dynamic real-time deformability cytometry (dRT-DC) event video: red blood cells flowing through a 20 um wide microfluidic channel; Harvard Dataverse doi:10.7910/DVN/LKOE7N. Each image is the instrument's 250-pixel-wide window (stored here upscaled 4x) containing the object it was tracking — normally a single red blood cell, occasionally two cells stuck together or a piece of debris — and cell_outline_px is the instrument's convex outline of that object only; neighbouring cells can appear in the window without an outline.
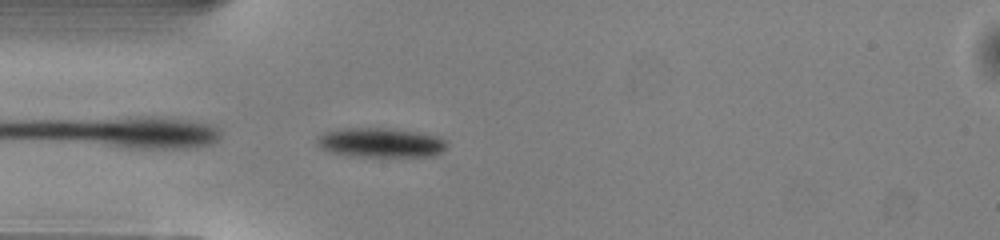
{"species": "common noctule bat (a hibernating species)", "species_latin": "Nyctalus noctula", "temperature_condition": "warm", "stored_images_in_passage": 29, "camera_frame_rate_fps": 3000, "um_per_image_px": 0.085, "animal": {"sex": "male", "body_mass_g": 13.0, "forearm_length_mm": 53.1}, "frame": {"image": 1, "passage_image": 1, "time_ms": 0.0, "image_size_px": [1000, 240], "cell_outline_px": [[448, 144], [440, 152], [432, 156], [348, 156], [332, 152], [320, 148], [316, 144], [316, 136], [324, 132], [344, 128], [388, 128], [416, 132], [440, 136]], "centroid_in_image_um": [32.31, 12.12], "position_along_channel_um": 52.7, "area_um2": 22.31}}
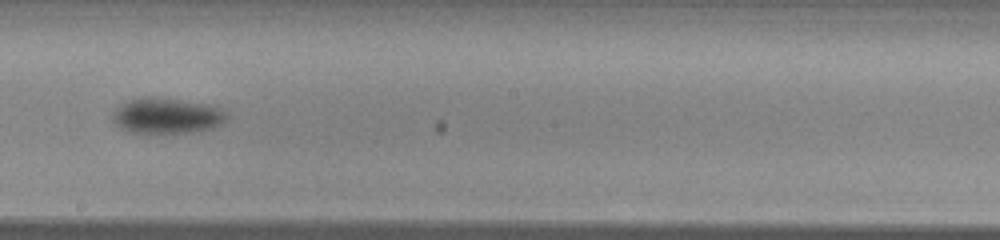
{"frame": {"image": 2, "passage_image": 15, "time_ms": 4.667, "image_size_px": [1000, 240], "cell_outline_px": [[228, 120], [212, 128], [188, 132], [132, 132], [120, 128], [112, 120], [112, 116], [116, 108], [128, 100], [144, 96], [156, 96], [208, 104], [220, 108], [228, 112]], "centroid_in_image_um": [14.2, 9.81], "position_along_channel_um": 234.0, "area_um2": 23.7}}
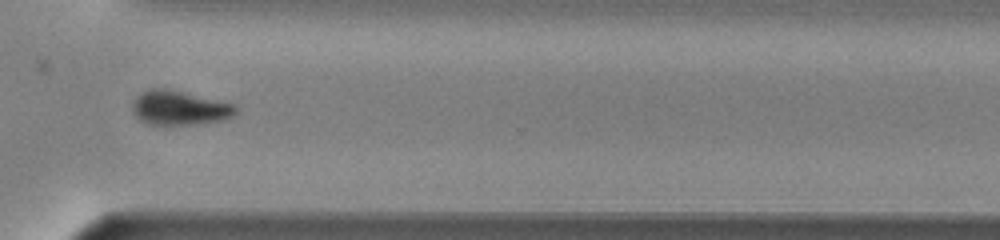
{"frame": {"image": 3, "passage_image": 24, "time_ms": 7.667, "image_size_px": [1000, 240], "cell_outline_px": [[236, 112], [232, 116], [224, 120], [192, 124], [148, 124], [140, 120], [136, 116], [132, 108], [132, 104], [136, 96], [140, 92], [148, 88], [164, 88], [236, 104]], "centroid_in_image_um": [15.23, 9.16], "position_along_channel_um": 355.4, "area_um2": 20.52}, "authors_computed_cell_mechanics": {"area_um2": 23.409, "velocity_mm_per_s": 4.0351, "shape_relaxation_time_tau1_ms": 2.8845, "shape_relaxation_time_tau2_ms": null, "deformation_change_tau1": 0.1155, "deformation_change_tau2": null}}